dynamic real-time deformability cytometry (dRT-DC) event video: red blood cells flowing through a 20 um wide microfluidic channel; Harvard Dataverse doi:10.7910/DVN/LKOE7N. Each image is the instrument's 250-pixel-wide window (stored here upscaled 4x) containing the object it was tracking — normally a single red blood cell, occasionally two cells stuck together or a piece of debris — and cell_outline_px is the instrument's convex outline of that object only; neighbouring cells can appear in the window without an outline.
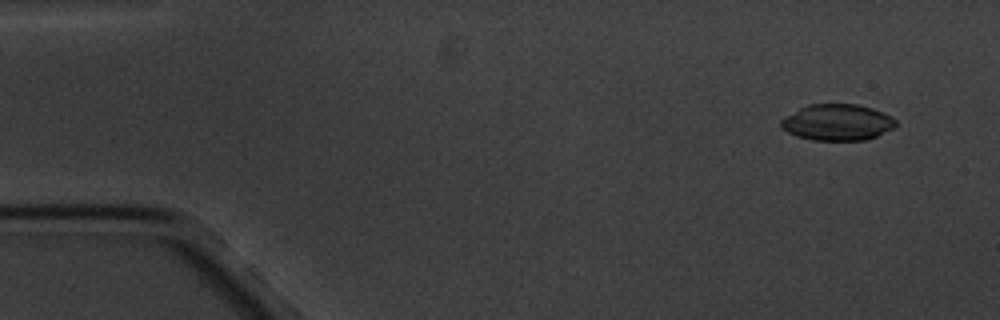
{"species": "common noctule bat (a hibernating species)", "species_latin": "Nyctalus noctula", "temperature_condition": "cold", "stored_images_in_passage": 7, "segment_of_instrument_passage": [2, 2], "camera_frame_rate_fps": 3000, "um_per_image_px": 0.085, "animal": {"sex": "male", "body_mass_g": 20.1, "forearm_length_mm": 53.5}, "frame": {"image": 1, "passage_image": 7, "time_ms": 6.667, "image_size_px": [1000, 320], "cell_outline_px": [[896, 124], [892, 128], [876, 136], [864, 140], [812, 140], [796, 136], [780, 128], [780, 120], [784, 116], [808, 104], [856, 104], [872, 108], [892, 116], [896, 120]], "centroid_in_image_um": [71.13, 10.39], "position_along_channel_um": 13.9, "area_um2": 24.28}}